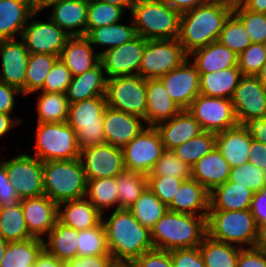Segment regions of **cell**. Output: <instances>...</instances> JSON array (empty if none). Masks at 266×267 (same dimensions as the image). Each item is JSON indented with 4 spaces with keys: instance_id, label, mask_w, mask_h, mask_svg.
<instances>
[{
    "instance_id": "cell-37",
    "label": "cell",
    "mask_w": 266,
    "mask_h": 267,
    "mask_svg": "<svg viewBox=\"0 0 266 267\" xmlns=\"http://www.w3.org/2000/svg\"><path fill=\"white\" fill-rule=\"evenodd\" d=\"M130 24L131 26H128L118 22L109 26L92 28L85 34V37L91 45L104 46V51H107L129 42L137 36L133 20Z\"/></svg>"
},
{
    "instance_id": "cell-2",
    "label": "cell",
    "mask_w": 266,
    "mask_h": 267,
    "mask_svg": "<svg viewBox=\"0 0 266 267\" xmlns=\"http://www.w3.org/2000/svg\"><path fill=\"white\" fill-rule=\"evenodd\" d=\"M233 8L222 3L205 2L180 16L178 41L184 51H192L218 41Z\"/></svg>"
},
{
    "instance_id": "cell-53",
    "label": "cell",
    "mask_w": 266,
    "mask_h": 267,
    "mask_svg": "<svg viewBox=\"0 0 266 267\" xmlns=\"http://www.w3.org/2000/svg\"><path fill=\"white\" fill-rule=\"evenodd\" d=\"M71 80V72L58 58L53 64L51 71L47 75L44 85L40 90H42V92L65 94Z\"/></svg>"
},
{
    "instance_id": "cell-33",
    "label": "cell",
    "mask_w": 266,
    "mask_h": 267,
    "mask_svg": "<svg viewBox=\"0 0 266 267\" xmlns=\"http://www.w3.org/2000/svg\"><path fill=\"white\" fill-rule=\"evenodd\" d=\"M34 13L30 0H0V40L14 39L22 34Z\"/></svg>"
},
{
    "instance_id": "cell-46",
    "label": "cell",
    "mask_w": 266,
    "mask_h": 267,
    "mask_svg": "<svg viewBox=\"0 0 266 267\" xmlns=\"http://www.w3.org/2000/svg\"><path fill=\"white\" fill-rule=\"evenodd\" d=\"M77 244L78 256L110 255L102 222L98 226L78 231Z\"/></svg>"
},
{
    "instance_id": "cell-39",
    "label": "cell",
    "mask_w": 266,
    "mask_h": 267,
    "mask_svg": "<svg viewBox=\"0 0 266 267\" xmlns=\"http://www.w3.org/2000/svg\"><path fill=\"white\" fill-rule=\"evenodd\" d=\"M128 210L141 225L151 229L168 211V206L147 187Z\"/></svg>"
},
{
    "instance_id": "cell-9",
    "label": "cell",
    "mask_w": 266,
    "mask_h": 267,
    "mask_svg": "<svg viewBox=\"0 0 266 267\" xmlns=\"http://www.w3.org/2000/svg\"><path fill=\"white\" fill-rule=\"evenodd\" d=\"M146 79L138 75L117 76L107 80V106L146 119Z\"/></svg>"
},
{
    "instance_id": "cell-18",
    "label": "cell",
    "mask_w": 266,
    "mask_h": 267,
    "mask_svg": "<svg viewBox=\"0 0 266 267\" xmlns=\"http://www.w3.org/2000/svg\"><path fill=\"white\" fill-rule=\"evenodd\" d=\"M189 63L187 59L180 66L159 78L170 98L182 110L187 109L200 94V74L195 65Z\"/></svg>"
},
{
    "instance_id": "cell-5",
    "label": "cell",
    "mask_w": 266,
    "mask_h": 267,
    "mask_svg": "<svg viewBox=\"0 0 266 267\" xmlns=\"http://www.w3.org/2000/svg\"><path fill=\"white\" fill-rule=\"evenodd\" d=\"M137 35L147 40L176 39L181 14L161 0H135L131 11Z\"/></svg>"
},
{
    "instance_id": "cell-41",
    "label": "cell",
    "mask_w": 266,
    "mask_h": 267,
    "mask_svg": "<svg viewBox=\"0 0 266 267\" xmlns=\"http://www.w3.org/2000/svg\"><path fill=\"white\" fill-rule=\"evenodd\" d=\"M36 105L37 123L67 122L69 102L65 94L42 92Z\"/></svg>"
},
{
    "instance_id": "cell-64",
    "label": "cell",
    "mask_w": 266,
    "mask_h": 267,
    "mask_svg": "<svg viewBox=\"0 0 266 267\" xmlns=\"http://www.w3.org/2000/svg\"><path fill=\"white\" fill-rule=\"evenodd\" d=\"M180 14L204 4L205 0H161Z\"/></svg>"
},
{
    "instance_id": "cell-51",
    "label": "cell",
    "mask_w": 266,
    "mask_h": 267,
    "mask_svg": "<svg viewBox=\"0 0 266 267\" xmlns=\"http://www.w3.org/2000/svg\"><path fill=\"white\" fill-rule=\"evenodd\" d=\"M229 181L245 186L254 193L266 186V179L262 169L250 162L231 168Z\"/></svg>"
},
{
    "instance_id": "cell-43",
    "label": "cell",
    "mask_w": 266,
    "mask_h": 267,
    "mask_svg": "<svg viewBox=\"0 0 266 267\" xmlns=\"http://www.w3.org/2000/svg\"><path fill=\"white\" fill-rule=\"evenodd\" d=\"M216 147V134L204 131L197 137L175 147L171 151L187 166L192 168L203 156Z\"/></svg>"
},
{
    "instance_id": "cell-20",
    "label": "cell",
    "mask_w": 266,
    "mask_h": 267,
    "mask_svg": "<svg viewBox=\"0 0 266 267\" xmlns=\"http://www.w3.org/2000/svg\"><path fill=\"white\" fill-rule=\"evenodd\" d=\"M144 119L106 107L103 113V129L105 141L117 148L123 149L145 127Z\"/></svg>"
},
{
    "instance_id": "cell-71",
    "label": "cell",
    "mask_w": 266,
    "mask_h": 267,
    "mask_svg": "<svg viewBox=\"0 0 266 267\" xmlns=\"http://www.w3.org/2000/svg\"><path fill=\"white\" fill-rule=\"evenodd\" d=\"M205 1L212 2V3H222V4L230 6L231 8H234L239 3H241V0H205Z\"/></svg>"
},
{
    "instance_id": "cell-22",
    "label": "cell",
    "mask_w": 266,
    "mask_h": 267,
    "mask_svg": "<svg viewBox=\"0 0 266 267\" xmlns=\"http://www.w3.org/2000/svg\"><path fill=\"white\" fill-rule=\"evenodd\" d=\"M155 128L160 134L165 150H172L204 132L200 123L187 109H183L171 119L157 124Z\"/></svg>"
},
{
    "instance_id": "cell-68",
    "label": "cell",
    "mask_w": 266,
    "mask_h": 267,
    "mask_svg": "<svg viewBox=\"0 0 266 267\" xmlns=\"http://www.w3.org/2000/svg\"><path fill=\"white\" fill-rule=\"evenodd\" d=\"M241 4L252 12L266 14V0H241Z\"/></svg>"
},
{
    "instance_id": "cell-47",
    "label": "cell",
    "mask_w": 266,
    "mask_h": 267,
    "mask_svg": "<svg viewBox=\"0 0 266 267\" xmlns=\"http://www.w3.org/2000/svg\"><path fill=\"white\" fill-rule=\"evenodd\" d=\"M218 42L227 46L237 56L252 43L244 25L233 13L225 21Z\"/></svg>"
},
{
    "instance_id": "cell-49",
    "label": "cell",
    "mask_w": 266,
    "mask_h": 267,
    "mask_svg": "<svg viewBox=\"0 0 266 267\" xmlns=\"http://www.w3.org/2000/svg\"><path fill=\"white\" fill-rule=\"evenodd\" d=\"M233 14L242 22L252 43L266 44V14L247 10L241 3Z\"/></svg>"
},
{
    "instance_id": "cell-67",
    "label": "cell",
    "mask_w": 266,
    "mask_h": 267,
    "mask_svg": "<svg viewBox=\"0 0 266 267\" xmlns=\"http://www.w3.org/2000/svg\"><path fill=\"white\" fill-rule=\"evenodd\" d=\"M254 247L266 252V222L257 225V235Z\"/></svg>"
},
{
    "instance_id": "cell-15",
    "label": "cell",
    "mask_w": 266,
    "mask_h": 267,
    "mask_svg": "<svg viewBox=\"0 0 266 267\" xmlns=\"http://www.w3.org/2000/svg\"><path fill=\"white\" fill-rule=\"evenodd\" d=\"M147 41L137 35L118 47L99 52L100 62L107 78L140 75V65Z\"/></svg>"
},
{
    "instance_id": "cell-73",
    "label": "cell",
    "mask_w": 266,
    "mask_h": 267,
    "mask_svg": "<svg viewBox=\"0 0 266 267\" xmlns=\"http://www.w3.org/2000/svg\"><path fill=\"white\" fill-rule=\"evenodd\" d=\"M8 241H6L5 239H3L1 236H0V263L4 257V254H5V251H6V247L8 245Z\"/></svg>"
},
{
    "instance_id": "cell-27",
    "label": "cell",
    "mask_w": 266,
    "mask_h": 267,
    "mask_svg": "<svg viewBox=\"0 0 266 267\" xmlns=\"http://www.w3.org/2000/svg\"><path fill=\"white\" fill-rule=\"evenodd\" d=\"M231 166L215 147L191 168V178L204 186L209 192L229 180Z\"/></svg>"
},
{
    "instance_id": "cell-63",
    "label": "cell",
    "mask_w": 266,
    "mask_h": 267,
    "mask_svg": "<svg viewBox=\"0 0 266 267\" xmlns=\"http://www.w3.org/2000/svg\"><path fill=\"white\" fill-rule=\"evenodd\" d=\"M249 155L248 162L262 169V173L266 179V145L252 139Z\"/></svg>"
},
{
    "instance_id": "cell-4",
    "label": "cell",
    "mask_w": 266,
    "mask_h": 267,
    "mask_svg": "<svg viewBox=\"0 0 266 267\" xmlns=\"http://www.w3.org/2000/svg\"><path fill=\"white\" fill-rule=\"evenodd\" d=\"M44 195L57 205L85 197L87 180L79 158L42 162Z\"/></svg>"
},
{
    "instance_id": "cell-23",
    "label": "cell",
    "mask_w": 266,
    "mask_h": 267,
    "mask_svg": "<svg viewBox=\"0 0 266 267\" xmlns=\"http://www.w3.org/2000/svg\"><path fill=\"white\" fill-rule=\"evenodd\" d=\"M88 4L89 0H60L49 6H53L49 18L70 37L85 36Z\"/></svg>"
},
{
    "instance_id": "cell-61",
    "label": "cell",
    "mask_w": 266,
    "mask_h": 267,
    "mask_svg": "<svg viewBox=\"0 0 266 267\" xmlns=\"http://www.w3.org/2000/svg\"><path fill=\"white\" fill-rule=\"evenodd\" d=\"M255 141L266 145V117L251 118L241 125Z\"/></svg>"
},
{
    "instance_id": "cell-14",
    "label": "cell",
    "mask_w": 266,
    "mask_h": 267,
    "mask_svg": "<svg viewBox=\"0 0 266 267\" xmlns=\"http://www.w3.org/2000/svg\"><path fill=\"white\" fill-rule=\"evenodd\" d=\"M79 159L86 180L116 177L126 170L123 150L108 143L81 149Z\"/></svg>"
},
{
    "instance_id": "cell-40",
    "label": "cell",
    "mask_w": 266,
    "mask_h": 267,
    "mask_svg": "<svg viewBox=\"0 0 266 267\" xmlns=\"http://www.w3.org/2000/svg\"><path fill=\"white\" fill-rule=\"evenodd\" d=\"M0 236L8 242L33 238L28 230L20 202L10 208H0Z\"/></svg>"
},
{
    "instance_id": "cell-54",
    "label": "cell",
    "mask_w": 266,
    "mask_h": 267,
    "mask_svg": "<svg viewBox=\"0 0 266 267\" xmlns=\"http://www.w3.org/2000/svg\"><path fill=\"white\" fill-rule=\"evenodd\" d=\"M184 180L173 176H147L148 188L168 205Z\"/></svg>"
},
{
    "instance_id": "cell-19",
    "label": "cell",
    "mask_w": 266,
    "mask_h": 267,
    "mask_svg": "<svg viewBox=\"0 0 266 267\" xmlns=\"http://www.w3.org/2000/svg\"><path fill=\"white\" fill-rule=\"evenodd\" d=\"M0 53V80L18 88L25 95V76L30 53L24 42H19L15 38L0 40Z\"/></svg>"
},
{
    "instance_id": "cell-42",
    "label": "cell",
    "mask_w": 266,
    "mask_h": 267,
    "mask_svg": "<svg viewBox=\"0 0 266 267\" xmlns=\"http://www.w3.org/2000/svg\"><path fill=\"white\" fill-rule=\"evenodd\" d=\"M85 197L89 198L102 215L106 208L114 204H117L116 209H119L116 177L87 180Z\"/></svg>"
},
{
    "instance_id": "cell-11",
    "label": "cell",
    "mask_w": 266,
    "mask_h": 267,
    "mask_svg": "<svg viewBox=\"0 0 266 267\" xmlns=\"http://www.w3.org/2000/svg\"><path fill=\"white\" fill-rule=\"evenodd\" d=\"M122 150L126 170L148 175L165 148L158 130L147 126Z\"/></svg>"
},
{
    "instance_id": "cell-74",
    "label": "cell",
    "mask_w": 266,
    "mask_h": 267,
    "mask_svg": "<svg viewBox=\"0 0 266 267\" xmlns=\"http://www.w3.org/2000/svg\"><path fill=\"white\" fill-rule=\"evenodd\" d=\"M117 267H128V266H124V265H118Z\"/></svg>"
},
{
    "instance_id": "cell-44",
    "label": "cell",
    "mask_w": 266,
    "mask_h": 267,
    "mask_svg": "<svg viewBox=\"0 0 266 267\" xmlns=\"http://www.w3.org/2000/svg\"><path fill=\"white\" fill-rule=\"evenodd\" d=\"M119 209H129L148 187L147 175L125 170L116 176Z\"/></svg>"
},
{
    "instance_id": "cell-31",
    "label": "cell",
    "mask_w": 266,
    "mask_h": 267,
    "mask_svg": "<svg viewBox=\"0 0 266 267\" xmlns=\"http://www.w3.org/2000/svg\"><path fill=\"white\" fill-rule=\"evenodd\" d=\"M199 74L213 73L237 66L238 56L227 46L215 41L188 54Z\"/></svg>"
},
{
    "instance_id": "cell-55",
    "label": "cell",
    "mask_w": 266,
    "mask_h": 267,
    "mask_svg": "<svg viewBox=\"0 0 266 267\" xmlns=\"http://www.w3.org/2000/svg\"><path fill=\"white\" fill-rule=\"evenodd\" d=\"M173 267H206L199 246L169 251Z\"/></svg>"
},
{
    "instance_id": "cell-8",
    "label": "cell",
    "mask_w": 266,
    "mask_h": 267,
    "mask_svg": "<svg viewBox=\"0 0 266 267\" xmlns=\"http://www.w3.org/2000/svg\"><path fill=\"white\" fill-rule=\"evenodd\" d=\"M33 155L41 162L79 158L75 130L67 122L37 123Z\"/></svg>"
},
{
    "instance_id": "cell-12",
    "label": "cell",
    "mask_w": 266,
    "mask_h": 267,
    "mask_svg": "<svg viewBox=\"0 0 266 267\" xmlns=\"http://www.w3.org/2000/svg\"><path fill=\"white\" fill-rule=\"evenodd\" d=\"M207 132L219 133L239 125L231 99L199 94L187 108Z\"/></svg>"
},
{
    "instance_id": "cell-17",
    "label": "cell",
    "mask_w": 266,
    "mask_h": 267,
    "mask_svg": "<svg viewBox=\"0 0 266 267\" xmlns=\"http://www.w3.org/2000/svg\"><path fill=\"white\" fill-rule=\"evenodd\" d=\"M239 125L266 117V88L257 76L243 75L231 99Z\"/></svg>"
},
{
    "instance_id": "cell-28",
    "label": "cell",
    "mask_w": 266,
    "mask_h": 267,
    "mask_svg": "<svg viewBox=\"0 0 266 267\" xmlns=\"http://www.w3.org/2000/svg\"><path fill=\"white\" fill-rule=\"evenodd\" d=\"M251 141L252 136L241 125L216 133V147L231 168L248 162Z\"/></svg>"
},
{
    "instance_id": "cell-60",
    "label": "cell",
    "mask_w": 266,
    "mask_h": 267,
    "mask_svg": "<svg viewBox=\"0 0 266 267\" xmlns=\"http://www.w3.org/2000/svg\"><path fill=\"white\" fill-rule=\"evenodd\" d=\"M15 94H22L21 91L0 80V113L11 114L15 106Z\"/></svg>"
},
{
    "instance_id": "cell-32",
    "label": "cell",
    "mask_w": 266,
    "mask_h": 267,
    "mask_svg": "<svg viewBox=\"0 0 266 267\" xmlns=\"http://www.w3.org/2000/svg\"><path fill=\"white\" fill-rule=\"evenodd\" d=\"M254 192L227 180L210 192L209 210L237 211L250 209Z\"/></svg>"
},
{
    "instance_id": "cell-59",
    "label": "cell",
    "mask_w": 266,
    "mask_h": 267,
    "mask_svg": "<svg viewBox=\"0 0 266 267\" xmlns=\"http://www.w3.org/2000/svg\"><path fill=\"white\" fill-rule=\"evenodd\" d=\"M237 267H266V252L255 247H241Z\"/></svg>"
},
{
    "instance_id": "cell-45",
    "label": "cell",
    "mask_w": 266,
    "mask_h": 267,
    "mask_svg": "<svg viewBox=\"0 0 266 267\" xmlns=\"http://www.w3.org/2000/svg\"><path fill=\"white\" fill-rule=\"evenodd\" d=\"M58 56L51 54H29L25 76V95L40 90Z\"/></svg>"
},
{
    "instance_id": "cell-69",
    "label": "cell",
    "mask_w": 266,
    "mask_h": 267,
    "mask_svg": "<svg viewBox=\"0 0 266 267\" xmlns=\"http://www.w3.org/2000/svg\"><path fill=\"white\" fill-rule=\"evenodd\" d=\"M60 0H30L34 12H41L43 9L49 8L53 3L59 2Z\"/></svg>"
},
{
    "instance_id": "cell-6",
    "label": "cell",
    "mask_w": 266,
    "mask_h": 267,
    "mask_svg": "<svg viewBox=\"0 0 266 267\" xmlns=\"http://www.w3.org/2000/svg\"><path fill=\"white\" fill-rule=\"evenodd\" d=\"M207 235L218 242L234 245L238 243L239 247L245 244L254 247L257 224L250 209L237 211L209 210Z\"/></svg>"
},
{
    "instance_id": "cell-52",
    "label": "cell",
    "mask_w": 266,
    "mask_h": 267,
    "mask_svg": "<svg viewBox=\"0 0 266 267\" xmlns=\"http://www.w3.org/2000/svg\"><path fill=\"white\" fill-rule=\"evenodd\" d=\"M266 63V44L251 43L238 55L237 66L242 75L256 76Z\"/></svg>"
},
{
    "instance_id": "cell-70",
    "label": "cell",
    "mask_w": 266,
    "mask_h": 267,
    "mask_svg": "<svg viewBox=\"0 0 266 267\" xmlns=\"http://www.w3.org/2000/svg\"><path fill=\"white\" fill-rule=\"evenodd\" d=\"M96 1H101V2L108 3V4L116 5L123 9L128 8V10L130 11L135 2V0H96Z\"/></svg>"
},
{
    "instance_id": "cell-58",
    "label": "cell",
    "mask_w": 266,
    "mask_h": 267,
    "mask_svg": "<svg viewBox=\"0 0 266 267\" xmlns=\"http://www.w3.org/2000/svg\"><path fill=\"white\" fill-rule=\"evenodd\" d=\"M111 255L77 256L64 262V267H117Z\"/></svg>"
},
{
    "instance_id": "cell-21",
    "label": "cell",
    "mask_w": 266,
    "mask_h": 267,
    "mask_svg": "<svg viewBox=\"0 0 266 267\" xmlns=\"http://www.w3.org/2000/svg\"><path fill=\"white\" fill-rule=\"evenodd\" d=\"M28 230L33 238L42 239L58 220V205L46 195L20 200Z\"/></svg>"
},
{
    "instance_id": "cell-24",
    "label": "cell",
    "mask_w": 266,
    "mask_h": 267,
    "mask_svg": "<svg viewBox=\"0 0 266 267\" xmlns=\"http://www.w3.org/2000/svg\"><path fill=\"white\" fill-rule=\"evenodd\" d=\"M146 87L147 112L143 124L155 127L157 124L176 116L182 110L170 98L159 78L146 79Z\"/></svg>"
},
{
    "instance_id": "cell-30",
    "label": "cell",
    "mask_w": 266,
    "mask_h": 267,
    "mask_svg": "<svg viewBox=\"0 0 266 267\" xmlns=\"http://www.w3.org/2000/svg\"><path fill=\"white\" fill-rule=\"evenodd\" d=\"M104 73V67L99 62L85 73L72 77L65 93L69 104L93 97H106L108 78Z\"/></svg>"
},
{
    "instance_id": "cell-66",
    "label": "cell",
    "mask_w": 266,
    "mask_h": 267,
    "mask_svg": "<svg viewBox=\"0 0 266 267\" xmlns=\"http://www.w3.org/2000/svg\"><path fill=\"white\" fill-rule=\"evenodd\" d=\"M19 118L13 119L9 114L0 113V137H3L11 128L20 124Z\"/></svg>"
},
{
    "instance_id": "cell-1",
    "label": "cell",
    "mask_w": 266,
    "mask_h": 267,
    "mask_svg": "<svg viewBox=\"0 0 266 267\" xmlns=\"http://www.w3.org/2000/svg\"><path fill=\"white\" fill-rule=\"evenodd\" d=\"M110 255L118 265L128 266L143 253L154 249L151 231L141 225L128 209H115L102 219Z\"/></svg>"
},
{
    "instance_id": "cell-25",
    "label": "cell",
    "mask_w": 266,
    "mask_h": 267,
    "mask_svg": "<svg viewBox=\"0 0 266 267\" xmlns=\"http://www.w3.org/2000/svg\"><path fill=\"white\" fill-rule=\"evenodd\" d=\"M210 192L195 179L185 180L177 190L168 210L208 217ZM199 211V212H198Z\"/></svg>"
},
{
    "instance_id": "cell-16",
    "label": "cell",
    "mask_w": 266,
    "mask_h": 267,
    "mask_svg": "<svg viewBox=\"0 0 266 267\" xmlns=\"http://www.w3.org/2000/svg\"><path fill=\"white\" fill-rule=\"evenodd\" d=\"M36 14L34 12L29 18L30 24L24 27L21 41L30 54H51L59 57L70 36L50 18L48 22L32 21Z\"/></svg>"
},
{
    "instance_id": "cell-29",
    "label": "cell",
    "mask_w": 266,
    "mask_h": 267,
    "mask_svg": "<svg viewBox=\"0 0 266 267\" xmlns=\"http://www.w3.org/2000/svg\"><path fill=\"white\" fill-rule=\"evenodd\" d=\"M103 217L86 197L58 204V221L78 231L98 226Z\"/></svg>"
},
{
    "instance_id": "cell-10",
    "label": "cell",
    "mask_w": 266,
    "mask_h": 267,
    "mask_svg": "<svg viewBox=\"0 0 266 267\" xmlns=\"http://www.w3.org/2000/svg\"><path fill=\"white\" fill-rule=\"evenodd\" d=\"M188 54L176 39L148 40L143 53L140 76L160 78L180 66Z\"/></svg>"
},
{
    "instance_id": "cell-38",
    "label": "cell",
    "mask_w": 266,
    "mask_h": 267,
    "mask_svg": "<svg viewBox=\"0 0 266 267\" xmlns=\"http://www.w3.org/2000/svg\"><path fill=\"white\" fill-rule=\"evenodd\" d=\"M199 249L206 267H237L239 246L215 241L207 235Z\"/></svg>"
},
{
    "instance_id": "cell-65",
    "label": "cell",
    "mask_w": 266,
    "mask_h": 267,
    "mask_svg": "<svg viewBox=\"0 0 266 267\" xmlns=\"http://www.w3.org/2000/svg\"><path fill=\"white\" fill-rule=\"evenodd\" d=\"M33 267H64V262L57 259L43 249L36 258Z\"/></svg>"
},
{
    "instance_id": "cell-13",
    "label": "cell",
    "mask_w": 266,
    "mask_h": 267,
    "mask_svg": "<svg viewBox=\"0 0 266 267\" xmlns=\"http://www.w3.org/2000/svg\"><path fill=\"white\" fill-rule=\"evenodd\" d=\"M1 162L20 200L44 195L42 162L37 157L20 154Z\"/></svg>"
},
{
    "instance_id": "cell-34",
    "label": "cell",
    "mask_w": 266,
    "mask_h": 267,
    "mask_svg": "<svg viewBox=\"0 0 266 267\" xmlns=\"http://www.w3.org/2000/svg\"><path fill=\"white\" fill-rule=\"evenodd\" d=\"M242 76L238 66L200 74V94L207 97L232 99Z\"/></svg>"
},
{
    "instance_id": "cell-48",
    "label": "cell",
    "mask_w": 266,
    "mask_h": 267,
    "mask_svg": "<svg viewBox=\"0 0 266 267\" xmlns=\"http://www.w3.org/2000/svg\"><path fill=\"white\" fill-rule=\"evenodd\" d=\"M124 9L101 1L89 0L87 8V32L96 27L109 26L121 21Z\"/></svg>"
},
{
    "instance_id": "cell-3",
    "label": "cell",
    "mask_w": 266,
    "mask_h": 267,
    "mask_svg": "<svg viewBox=\"0 0 266 267\" xmlns=\"http://www.w3.org/2000/svg\"><path fill=\"white\" fill-rule=\"evenodd\" d=\"M150 231L155 249L198 247L207 236V218L168 210Z\"/></svg>"
},
{
    "instance_id": "cell-35",
    "label": "cell",
    "mask_w": 266,
    "mask_h": 267,
    "mask_svg": "<svg viewBox=\"0 0 266 267\" xmlns=\"http://www.w3.org/2000/svg\"><path fill=\"white\" fill-rule=\"evenodd\" d=\"M48 242L44 239V249L62 262L77 257L78 230L65 226L58 220L47 235Z\"/></svg>"
},
{
    "instance_id": "cell-36",
    "label": "cell",
    "mask_w": 266,
    "mask_h": 267,
    "mask_svg": "<svg viewBox=\"0 0 266 267\" xmlns=\"http://www.w3.org/2000/svg\"><path fill=\"white\" fill-rule=\"evenodd\" d=\"M43 249V239L31 238L9 242L0 267H33L37 256Z\"/></svg>"
},
{
    "instance_id": "cell-56",
    "label": "cell",
    "mask_w": 266,
    "mask_h": 267,
    "mask_svg": "<svg viewBox=\"0 0 266 267\" xmlns=\"http://www.w3.org/2000/svg\"><path fill=\"white\" fill-rule=\"evenodd\" d=\"M128 267H173L169 251L151 249L132 261Z\"/></svg>"
},
{
    "instance_id": "cell-26",
    "label": "cell",
    "mask_w": 266,
    "mask_h": 267,
    "mask_svg": "<svg viewBox=\"0 0 266 267\" xmlns=\"http://www.w3.org/2000/svg\"><path fill=\"white\" fill-rule=\"evenodd\" d=\"M95 54L94 48L85 36H74L67 39L58 58L74 77L92 69L100 62V55Z\"/></svg>"
},
{
    "instance_id": "cell-72",
    "label": "cell",
    "mask_w": 266,
    "mask_h": 267,
    "mask_svg": "<svg viewBox=\"0 0 266 267\" xmlns=\"http://www.w3.org/2000/svg\"><path fill=\"white\" fill-rule=\"evenodd\" d=\"M256 76L260 83L266 88V63L262 66L260 72Z\"/></svg>"
},
{
    "instance_id": "cell-7",
    "label": "cell",
    "mask_w": 266,
    "mask_h": 267,
    "mask_svg": "<svg viewBox=\"0 0 266 267\" xmlns=\"http://www.w3.org/2000/svg\"><path fill=\"white\" fill-rule=\"evenodd\" d=\"M106 97H93L69 104L67 123L75 130L79 149L104 144L103 113Z\"/></svg>"
},
{
    "instance_id": "cell-62",
    "label": "cell",
    "mask_w": 266,
    "mask_h": 267,
    "mask_svg": "<svg viewBox=\"0 0 266 267\" xmlns=\"http://www.w3.org/2000/svg\"><path fill=\"white\" fill-rule=\"evenodd\" d=\"M250 211L257 225L266 222V186L253 194Z\"/></svg>"
},
{
    "instance_id": "cell-50",
    "label": "cell",
    "mask_w": 266,
    "mask_h": 267,
    "mask_svg": "<svg viewBox=\"0 0 266 267\" xmlns=\"http://www.w3.org/2000/svg\"><path fill=\"white\" fill-rule=\"evenodd\" d=\"M147 176H173L185 181L191 178V168L183 163L173 151L165 150Z\"/></svg>"
},
{
    "instance_id": "cell-57",
    "label": "cell",
    "mask_w": 266,
    "mask_h": 267,
    "mask_svg": "<svg viewBox=\"0 0 266 267\" xmlns=\"http://www.w3.org/2000/svg\"><path fill=\"white\" fill-rule=\"evenodd\" d=\"M20 202L8 177L5 165L0 161V208H10Z\"/></svg>"
}]
</instances>
